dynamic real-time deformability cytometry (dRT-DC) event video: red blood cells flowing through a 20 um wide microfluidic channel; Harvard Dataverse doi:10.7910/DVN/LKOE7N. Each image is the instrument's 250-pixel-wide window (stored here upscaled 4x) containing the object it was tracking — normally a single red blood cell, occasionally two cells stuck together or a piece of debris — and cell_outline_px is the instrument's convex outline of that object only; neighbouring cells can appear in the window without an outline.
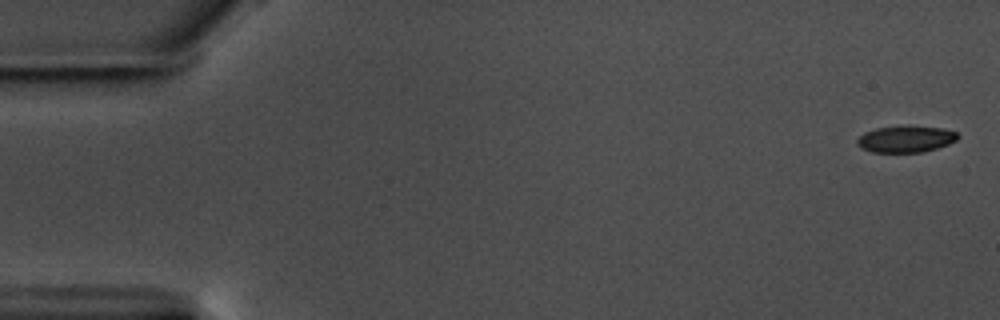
{"species": "common noctule bat (a hibernating species)", "species_latin": "Nyctalus noctula", "temperature_condition": "warm", "stored_images_in_passage": 16, "camera_frame_rate_fps": 3000, "um_per_image_px": 0.085, "animal": {"sex": "male", "body_mass_g": 17.5, "forearm_length_mm": 52.3}, "frame": {"image": 1, "passage_image": 1, "time_ms": 0.0, "image_size_px": [1000, 320], "cell_outline_px": [[960, 136], [956, 140], [948, 144], [924, 152], [872, 152], [860, 148], [856, 144], [856, 140], [864, 132], [876, 128], [908, 124], [944, 128], [956, 132]], "centroid_in_image_um": [76.98, 11.79], "position_along_channel_um": 8.0, "area_um2": 16.01}}
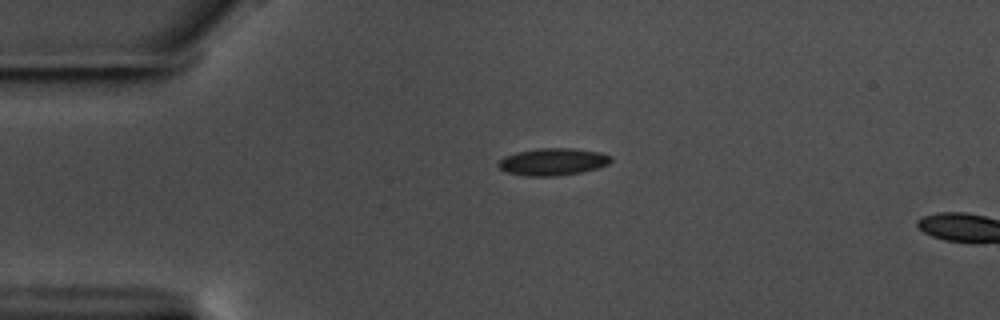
{"frame": {"image": 2, "passage_image": 13, "time_ms": 4.0, "image_size_px": [1000, 320], "cell_outline_px": [[612, 160], [608, 164], [600, 168], [580, 172], [556, 176], [524, 176], [508, 172], [500, 168], [496, 164], [504, 156], [516, 152], [540, 148], [572, 148], [600, 152], [612, 156]], "centroid_in_image_um": [47.01, 13.75], "position_along_channel_um": 38.0, "area_um2": 17.92}}